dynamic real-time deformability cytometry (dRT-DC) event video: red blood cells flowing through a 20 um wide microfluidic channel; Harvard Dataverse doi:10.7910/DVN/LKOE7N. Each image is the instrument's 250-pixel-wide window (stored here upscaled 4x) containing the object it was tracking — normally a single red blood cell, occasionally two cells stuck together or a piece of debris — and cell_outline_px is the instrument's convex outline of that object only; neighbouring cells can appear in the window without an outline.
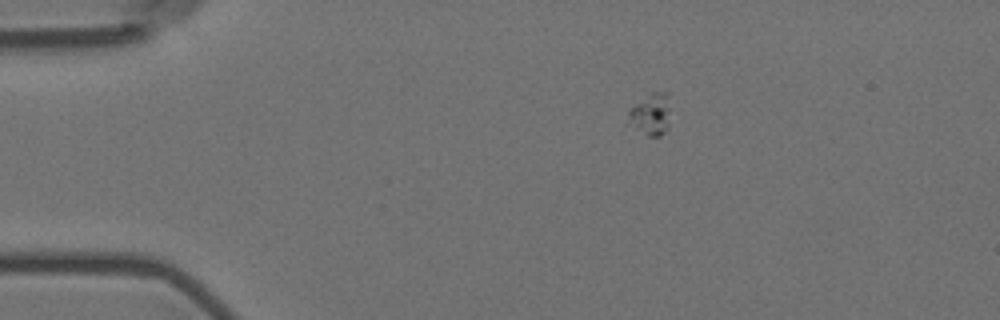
{"species": "Egyptian fruit bat (a non-hibernating species)", "species_latin": "Rousettus aegyptiacus", "temperature_condition": "room temperature", "stored_images_in_passage": 48, "camera_frame_rate_fps": 3000, "um_per_image_px": 0.085, "animal": {"sex": "female"}, "frame": {"image": 1, "passage_image": 1, "time_ms": 0.0, "image_size_px": [1000, 320], "cell_outline_px": [[668, 128], [660, 136], [648, 136], [624, 124], [628, 112], [636, 104], [652, 92], [668, 92]], "centroid_in_image_um": [55.25, 9.76], "position_along_channel_um": 29.7, "area_um2": 10.35}}
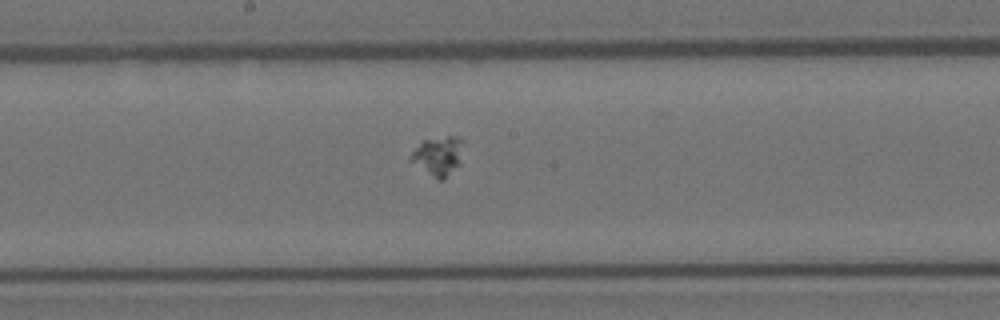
{"frame": {"image": 2, "passage_image": 21, "time_ms": 6.667, "image_size_px": [1000, 320], "cell_outline_px": [[464, 140], [460, 164], [444, 180], [440, 180], [408, 160], [412, 152], [424, 140], [448, 136], [460, 136]], "centroid_in_image_um": [37.3, 13.24], "position_along_channel_um": 210.9, "area_um2": 11.91}}
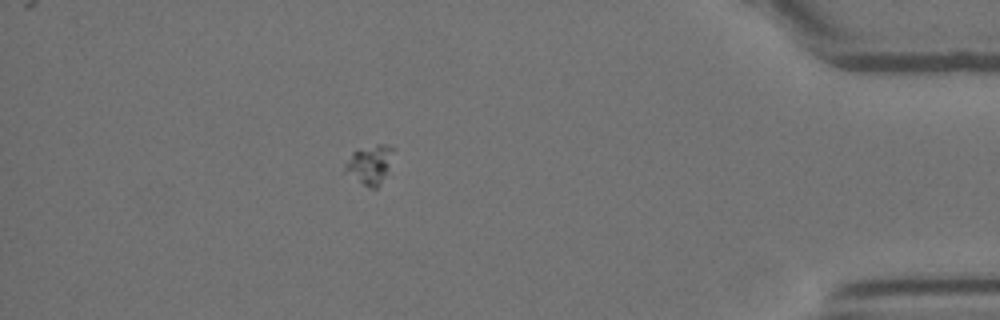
{"frame": {"image": 3, "passage_image": 41, "time_ms": 13.333, "image_size_px": [1000, 320], "cell_outline_px": [[396, 148], [380, 184], [376, 188], [368, 188], [344, 172], [344, 164], [352, 152], [356, 148], [376, 144], [388, 144]], "centroid_in_image_um": [31.4, 13.94], "position_along_channel_um": 403.8, "area_um2": 11.16}}